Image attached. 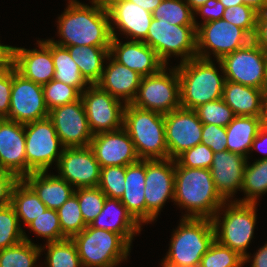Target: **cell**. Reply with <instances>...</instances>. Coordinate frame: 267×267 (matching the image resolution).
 Returning a JSON list of instances; mask_svg holds the SVG:
<instances>
[{
	"mask_svg": "<svg viewBox=\"0 0 267 267\" xmlns=\"http://www.w3.org/2000/svg\"><path fill=\"white\" fill-rule=\"evenodd\" d=\"M48 267H82L76 244L72 239L50 242L45 245Z\"/></svg>",
	"mask_w": 267,
	"mask_h": 267,
	"instance_id": "8d00e7d4",
	"label": "cell"
},
{
	"mask_svg": "<svg viewBox=\"0 0 267 267\" xmlns=\"http://www.w3.org/2000/svg\"><path fill=\"white\" fill-rule=\"evenodd\" d=\"M222 99L236 116H263L265 99L262 89L225 80Z\"/></svg>",
	"mask_w": 267,
	"mask_h": 267,
	"instance_id": "83f0119b",
	"label": "cell"
},
{
	"mask_svg": "<svg viewBox=\"0 0 267 267\" xmlns=\"http://www.w3.org/2000/svg\"><path fill=\"white\" fill-rule=\"evenodd\" d=\"M48 171L32 172L22 180L36 193L47 209H59L74 193L75 189L58 175Z\"/></svg>",
	"mask_w": 267,
	"mask_h": 267,
	"instance_id": "4316f807",
	"label": "cell"
},
{
	"mask_svg": "<svg viewBox=\"0 0 267 267\" xmlns=\"http://www.w3.org/2000/svg\"><path fill=\"white\" fill-rule=\"evenodd\" d=\"M241 190L246 198L239 202L257 204L258 197L267 192V159L256 160L251 166L246 164Z\"/></svg>",
	"mask_w": 267,
	"mask_h": 267,
	"instance_id": "836d02e7",
	"label": "cell"
},
{
	"mask_svg": "<svg viewBox=\"0 0 267 267\" xmlns=\"http://www.w3.org/2000/svg\"><path fill=\"white\" fill-rule=\"evenodd\" d=\"M196 36L195 25H173L153 18L143 42L167 65L171 55L182 57L181 62L197 57Z\"/></svg>",
	"mask_w": 267,
	"mask_h": 267,
	"instance_id": "ba28073f",
	"label": "cell"
},
{
	"mask_svg": "<svg viewBox=\"0 0 267 267\" xmlns=\"http://www.w3.org/2000/svg\"><path fill=\"white\" fill-rule=\"evenodd\" d=\"M224 210L222 222L219 210L213 216L212 222L215 231V240L244 258V263L249 262V254L246 249L253 238L256 224V205L254 203H242L238 200L230 204Z\"/></svg>",
	"mask_w": 267,
	"mask_h": 267,
	"instance_id": "8992f818",
	"label": "cell"
},
{
	"mask_svg": "<svg viewBox=\"0 0 267 267\" xmlns=\"http://www.w3.org/2000/svg\"><path fill=\"white\" fill-rule=\"evenodd\" d=\"M187 209L183 218L212 219L227 202L216 190L210 169L175 167L174 200Z\"/></svg>",
	"mask_w": 267,
	"mask_h": 267,
	"instance_id": "7a4b0ae2",
	"label": "cell"
},
{
	"mask_svg": "<svg viewBox=\"0 0 267 267\" xmlns=\"http://www.w3.org/2000/svg\"><path fill=\"white\" fill-rule=\"evenodd\" d=\"M162 267H179L174 262L168 260L166 257L163 262H161ZM192 267H199V266H192Z\"/></svg>",
	"mask_w": 267,
	"mask_h": 267,
	"instance_id": "be15d7a7",
	"label": "cell"
},
{
	"mask_svg": "<svg viewBox=\"0 0 267 267\" xmlns=\"http://www.w3.org/2000/svg\"><path fill=\"white\" fill-rule=\"evenodd\" d=\"M244 258L216 240L203 255L199 267H242Z\"/></svg>",
	"mask_w": 267,
	"mask_h": 267,
	"instance_id": "b9f144b4",
	"label": "cell"
},
{
	"mask_svg": "<svg viewBox=\"0 0 267 267\" xmlns=\"http://www.w3.org/2000/svg\"><path fill=\"white\" fill-rule=\"evenodd\" d=\"M90 147L101 168L107 166L126 167L140 160L133 141L123 127L115 131L94 135Z\"/></svg>",
	"mask_w": 267,
	"mask_h": 267,
	"instance_id": "d6986e66",
	"label": "cell"
},
{
	"mask_svg": "<svg viewBox=\"0 0 267 267\" xmlns=\"http://www.w3.org/2000/svg\"><path fill=\"white\" fill-rule=\"evenodd\" d=\"M38 236L47 238V243L61 241L62 235L59 216L54 209H46L27 226Z\"/></svg>",
	"mask_w": 267,
	"mask_h": 267,
	"instance_id": "ee69618b",
	"label": "cell"
},
{
	"mask_svg": "<svg viewBox=\"0 0 267 267\" xmlns=\"http://www.w3.org/2000/svg\"><path fill=\"white\" fill-rule=\"evenodd\" d=\"M203 124L226 127L236 115L223 99L207 102L195 109Z\"/></svg>",
	"mask_w": 267,
	"mask_h": 267,
	"instance_id": "7bdbcfd3",
	"label": "cell"
},
{
	"mask_svg": "<svg viewBox=\"0 0 267 267\" xmlns=\"http://www.w3.org/2000/svg\"><path fill=\"white\" fill-rule=\"evenodd\" d=\"M132 3L137 4L146 11L153 12L163 0H129Z\"/></svg>",
	"mask_w": 267,
	"mask_h": 267,
	"instance_id": "680465c9",
	"label": "cell"
},
{
	"mask_svg": "<svg viewBox=\"0 0 267 267\" xmlns=\"http://www.w3.org/2000/svg\"><path fill=\"white\" fill-rule=\"evenodd\" d=\"M12 88V64L0 73V118H6L10 110Z\"/></svg>",
	"mask_w": 267,
	"mask_h": 267,
	"instance_id": "681fc988",
	"label": "cell"
},
{
	"mask_svg": "<svg viewBox=\"0 0 267 267\" xmlns=\"http://www.w3.org/2000/svg\"><path fill=\"white\" fill-rule=\"evenodd\" d=\"M175 160L145 159L146 222L154 221L167 199L174 200Z\"/></svg>",
	"mask_w": 267,
	"mask_h": 267,
	"instance_id": "5bb4252c",
	"label": "cell"
},
{
	"mask_svg": "<svg viewBox=\"0 0 267 267\" xmlns=\"http://www.w3.org/2000/svg\"><path fill=\"white\" fill-rule=\"evenodd\" d=\"M194 12L185 0H163L152 12L154 19L169 22L173 25H195L197 24Z\"/></svg>",
	"mask_w": 267,
	"mask_h": 267,
	"instance_id": "d590c367",
	"label": "cell"
},
{
	"mask_svg": "<svg viewBox=\"0 0 267 267\" xmlns=\"http://www.w3.org/2000/svg\"><path fill=\"white\" fill-rule=\"evenodd\" d=\"M224 11L225 7L220 0H208L203 6L196 9L194 13H199L204 19L203 23H206L222 19Z\"/></svg>",
	"mask_w": 267,
	"mask_h": 267,
	"instance_id": "816d5d0a",
	"label": "cell"
},
{
	"mask_svg": "<svg viewBox=\"0 0 267 267\" xmlns=\"http://www.w3.org/2000/svg\"><path fill=\"white\" fill-rule=\"evenodd\" d=\"M181 107L195 110L222 98L225 76L219 75L211 59L194 57L177 66Z\"/></svg>",
	"mask_w": 267,
	"mask_h": 267,
	"instance_id": "3957f363",
	"label": "cell"
},
{
	"mask_svg": "<svg viewBox=\"0 0 267 267\" xmlns=\"http://www.w3.org/2000/svg\"><path fill=\"white\" fill-rule=\"evenodd\" d=\"M43 248L31 242L24 232L19 244L0 250V267H34Z\"/></svg>",
	"mask_w": 267,
	"mask_h": 267,
	"instance_id": "e575fe53",
	"label": "cell"
},
{
	"mask_svg": "<svg viewBox=\"0 0 267 267\" xmlns=\"http://www.w3.org/2000/svg\"><path fill=\"white\" fill-rule=\"evenodd\" d=\"M201 143L214 153L227 150V133L225 127L215 124H203Z\"/></svg>",
	"mask_w": 267,
	"mask_h": 267,
	"instance_id": "c3c4849f",
	"label": "cell"
},
{
	"mask_svg": "<svg viewBox=\"0 0 267 267\" xmlns=\"http://www.w3.org/2000/svg\"><path fill=\"white\" fill-rule=\"evenodd\" d=\"M214 152L200 143L184 151L175 160V167L210 169Z\"/></svg>",
	"mask_w": 267,
	"mask_h": 267,
	"instance_id": "7dc6e473",
	"label": "cell"
},
{
	"mask_svg": "<svg viewBox=\"0 0 267 267\" xmlns=\"http://www.w3.org/2000/svg\"><path fill=\"white\" fill-rule=\"evenodd\" d=\"M226 81L264 89L267 75V53L253 40L217 60Z\"/></svg>",
	"mask_w": 267,
	"mask_h": 267,
	"instance_id": "30bf717a",
	"label": "cell"
},
{
	"mask_svg": "<svg viewBox=\"0 0 267 267\" xmlns=\"http://www.w3.org/2000/svg\"><path fill=\"white\" fill-rule=\"evenodd\" d=\"M109 54L142 77L155 74L165 66L156 52L143 41L122 43L117 37H112Z\"/></svg>",
	"mask_w": 267,
	"mask_h": 267,
	"instance_id": "603a6c76",
	"label": "cell"
},
{
	"mask_svg": "<svg viewBox=\"0 0 267 267\" xmlns=\"http://www.w3.org/2000/svg\"><path fill=\"white\" fill-rule=\"evenodd\" d=\"M72 240L76 244L82 267H115L127 259L131 250L130 244L120 234L90 225Z\"/></svg>",
	"mask_w": 267,
	"mask_h": 267,
	"instance_id": "52a82bcc",
	"label": "cell"
},
{
	"mask_svg": "<svg viewBox=\"0 0 267 267\" xmlns=\"http://www.w3.org/2000/svg\"><path fill=\"white\" fill-rule=\"evenodd\" d=\"M0 168L19 180L26 177L24 124L6 118L0 119Z\"/></svg>",
	"mask_w": 267,
	"mask_h": 267,
	"instance_id": "7402d4cb",
	"label": "cell"
},
{
	"mask_svg": "<svg viewBox=\"0 0 267 267\" xmlns=\"http://www.w3.org/2000/svg\"><path fill=\"white\" fill-rule=\"evenodd\" d=\"M43 96L48 110H51L79 100L81 92L76 87L53 79L43 85Z\"/></svg>",
	"mask_w": 267,
	"mask_h": 267,
	"instance_id": "60d3db41",
	"label": "cell"
},
{
	"mask_svg": "<svg viewBox=\"0 0 267 267\" xmlns=\"http://www.w3.org/2000/svg\"><path fill=\"white\" fill-rule=\"evenodd\" d=\"M106 59L110 63L103 68L101 79L96 85L116 99L123 98L124 105L131 104L138 93L142 76L117 62L110 54Z\"/></svg>",
	"mask_w": 267,
	"mask_h": 267,
	"instance_id": "d4e9b609",
	"label": "cell"
},
{
	"mask_svg": "<svg viewBox=\"0 0 267 267\" xmlns=\"http://www.w3.org/2000/svg\"><path fill=\"white\" fill-rule=\"evenodd\" d=\"M145 159L126 166L125 189L119 199L141 224L146 223Z\"/></svg>",
	"mask_w": 267,
	"mask_h": 267,
	"instance_id": "f1b7e54d",
	"label": "cell"
},
{
	"mask_svg": "<svg viewBox=\"0 0 267 267\" xmlns=\"http://www.w3.org/2000/svg\"><path fill=\"white\" fill-rule=\"evenodd\" d=\"M123 128L134 143L140 159H167L164 114L125 104Z\"/></svg>",
	"mask_w": 267,
	"mask_h": 267,
	"instance_id": "277c9868",
	"label": "cell"
},
{
	"mask_svg": "<svg viewBox=\"0 0 267 267\" xmlns=\"http://www.w3.org/2000/svg\"><path fill=\"white\" fill-rule=\"evenodd\" d=\"M74 194L78 197L80 210L85 224L90 225L102 211L107 196L98 186L78 188L77 190L75 188Z\"/></svg>",
	"mask_w": 267,
	"mask_h": 267,
	"instance_id": "ab89813d",
	"label": "cell"
},
{
	"mask_svg": "<svg viewBox=\"0 0 267 267\" xmlns=\"http://www.w3.org/2000/svg\"><path fill=\"white\" fill-rule=\"evenodd\" d=\"M56 211L59 216L62 235L65 239H72L87 227L83 220L78 197L75 194Z\"/></svg>",
	"mask_w": 267,
	"mask_h": 267,
	"instance_id": "74e56055",
	"label": "cell"
},
{
	"mask_svg": "<svg viewBox=\"0 0 267 267\" xmlns=\"http://www.w3.org/2000/svg\"><path fill=\"white\" fill-rule=\"evenodd\" d=\"M258 12L247 5L226 8L222 19L242 28L252 39L256 32Z\"/></svg>",
	"mask_w": 267,
	"mask_h": 267,
	"instance_id": "bcb514c9",
	"label": "cell"
},
{
	"mask_svg": "<svg viewBox=\"0 0 267 267\" xmlns=\"http://www.w3.org/2000/svg\"><path fill=\"white\" fill-rule=\"evenodd\" d=\"M253 41L267 53V8L257 15V26Z\"/></svg>",
	"mask_w": 267,
	"mask_h": 267,
	"instance_id": "f5cc1de1",
	"label": "cell"
},
{
	"mask_svg": "<svg viewBox=\"0 0 267 267\" xmlns=\"http://www.w3.org/2000/svg\"><path fill=\"white\" fill-rule=\"evenodd\" d=\"M194 12L199 7L203 6L208 0H185Z\"/></svg>",
	"mask_w": 267,
	"mask_h": 267,
	"instance_id": "91938a15",
	"label": "cell"
},
{
	"mask_svg": "<svg viewBox=\"0 0 267 267\" xmlns=\"http://www.w3.org/2000/svg\"><path fill=\"white\" fill-rule=\"evenodd\" d=\"M24 131L26 176L32 172L47 171L54 161L58 164L64 148L49 118L24 124Z\"/></svg>",
	"mask_w": 267,
	"mask_h": 267,
	"instance_id": "8fae6325",
	"label": "cell"
},
{
	"mask_svg": "<svg viewBox=\"0 0 267 267\" xmlns=\"http://www.w3.org/2000/svg\"><path fill=\"white\" fill-rule=\"evenodd\" d=\"M125 176L124 166L102 167L98 187L108 198L120 199L125 189Z\"/></svg>",
	"mask_w": 267,
	"mask_h": 267,
	"instance_id": "f6af8a7d",
	"label": "cell"
},
{
	"mask_svg": "<svg viewBox=\"0 0 267 267\" xmlns=\"http://www.w3.org/2000/svg\"><path fill=\"white\" fill-rule=\"evenodd\" d=\"M19 179L11 172L0 169V207L11 204V194Z\"/></svg>",
	"mask_w": 267,
	"mask_h": 267,
	"instance_id": "f907efd6",
	"label": "cell"
},
{
	"mask_svg": "<svg viewBox=\"0 0 267 267\" xmlns=\"http://www.w3.org/2000/svg\"><path fill=\"white\" fill-rule=\"evenodd\" d=\"M251 267H267V243L253 257Z\"/></svg>",
	"mask_w": 267,
	"mask_h": 267,
	"instance_id": "11a10c76",
	"label": "cell"
},
{
	"mask_svg": "<svg viewBox=\"0 0 267 267\" xmlns=\"http://www.w3.org/2000/svg\"><path fill=\"white\" fill-rule=\"evenodd\" d=\"M56 165L58 176L77 189L99 185L101 167L90 146L64 148Z\"/></svg>",
	"mask_w": 267,
	"mask_h": 267,
	"instance_id": "ac0fdd59",
	"label": "cell"
},
{
	"mask_svg": "<svg viewBox=\"0 0 267 267\" xmlns=\"http://www.w3.org/2000/svg\"><path fill=\"white\" fill-rule=\"evenodd\" d=\"M10 64V46L0 44V73Z\"/></svg>",
	"mask_w": 267,
	"mask_h": 267,
	"instance_id": "6f0895ef",
	"label": "cell"
},
{
	"mask_svg": "<svg viewBox=\"0 0 267 267\" xmlns=\"http://www.w3.org/2000/svg\"><path fill=\"white\" fill-rule=\"evenodd\" d=\"M51 56L55 67L54 79L76 87L82 93L88 83L81 76L80 69L67 48L57 45L51 39Z\"/></svg>",
	"mask_w": 267,
	"mask_h": 267,
	"instance_id": "d6a6232c",
	"label": "cell"
},
{
	"mask_svg": "<svg viewBox=\"0 0 267 267\" xmlns=\"http://www.w3.org/2000/svg\"><path fill=\"white\" fill-rule=\"evenodd\" d=\"M174 231L166 258L179 267L199 266L215 240L212 219L182 218Z\"/></svg>",
	"mask_w": 267,
	"mask_h": 267,
	"instance_id": "5b68a950",
	"label": "cell"
},
{
	"mask_svg": "<svg viewBox=\"0 0 267 267\" xmlns=\"http://www.w3.org/2000/svg\"><path fill=\"white\" fill-rule=\"evenodd\" d=\"M246 164L247 158L228 150L214 153L210 171L216 190L226 201L241 189Z\"/></svg>",
	"mask_w": 267,
	"mask_h": 267,
	"instance_id": "cb8c5ba5",
	"label": "cell"
},
{
	"mask_svg": "<svg viewBox=\"0 0 267 267\" xmlns=\"http://www.w3.org/2000/svg\"><path fill=\"white\" fill-rule=\"evenodd\" d=\"M263 145H267V129L262 125L252 143L251 149H257L267 154V152H265L267 150L262 149ZM263 159H267V155H265Z\"/></svg>",
	"mask_w": 267,
	"mask_h": 267,
	"instance_id": "db71d44e",
	"label": "cell"
},
{
	"mask_svg": "<svg viewBox=\"0 0 267 267\" xmlns=\"http://www.w3.org/2000/svg\"><path fill=\"white\" fill-rule=\"evenodd\" d=\"M81 100L93 135L115 131L123 127L125 106L98 85H89L82 93Z\"/></svg>",
	"mask_w": 267,
	"mask_h": 267,
	"instance_id": "9a60e30c",
	"label": "cell"
},
{
	"mask_svg": "<svg viewBox=\"0 0 267 267\" xmlns=\"http://www.w3.org/2000/svg\"><path fill=\"white\" fill-rule=\"evenodd\" d=\"M24 240V232L11 204L0 207V250Z\"/></svg>",
	"mask_w": 267,
	"mask_h": 267,
	"instance_id": "f35d334b",
	"label": "cell"
},
{
	"mask_svg": "<svg viewBox=\"0 0 267 267\" xmlns=\"http://www.w3.org/2000/svg\"><path fill=\"white\" fill-rule=\"evenodd\" d=\"M11 205L19 223L22 219L27 226L47 209L36 193L22 179L12 189Z\"/></svg>",
	"mask_w": 267,
	"mask_h": 267,
	"instance_id": "1f68e13d",
	"label": "cell"
},
{
	"mask_svg": "<svg viewBox=\"0 0 267 267\" xmlns=\"http://www.w3.org/2000/svg\"><path fill=\"white\" fill-rule=\"evenodd\" d=\"M237 5H247L258 13L267 8V0H236Z\"/></svg>",
	"mask_w": 267,
	"mask_h": 267,
	"instance_id": "9f6ffc18",
	"label": "cell"
},
{
	"mask_svg": "<svg viewBox=\"0 0 267 267\" xmlns=\"http://www.w3.org/2000/svg\"><path fill=\"white\" fill-rule=\"evenodd\" d=\"M43 86L24 78L12 65L10 110L6 119L27 124L48 118Z\"/></svg>",
	"mask_w": 267,
	"mask_h": 267,
	"instance_id": "4fadbf2b",
	"label": "cell"
},
{
	"mask_svg": "<svg viewBox=\"0 0 267 267\" xmlns=\"http://www.w3.org/2000/svg\"><path fill=\"white\" fill-rule=\"evenodd\" d=\"M37 42L40 50L10 46V63L24 78L43 86L54 79L55 67L51 39Z\"/></svg>",
	"mask_w": 267,
	"mask_h": 267,
	"instance_id": "ffe728a7",
	"label": "cell"
},
{
	"mask_svg": "<svg viewBox=\"0 0 267 267\" xmlns=\"http://www.w3.org/2000/svg\"><path fill=\"white\" fill-rule=\"evenodd\" d=\"M262 126V117L236 116L225 128L227 150L248 159L252 143Z\"/></svg>",
	"mask_w": 267,
	"mask_h": 267,
	"instance_id": "f546056e",
	"label": "cell"
},
{
	"mask_svg": "<svg viewBox=\"0 0 267 267\" xmlns=\"http://www.w3.org/2000/svg\"><path fill=\"white\" fill-rule=\"evenodd\" d=\"M48 118L53 122L63 148L90 146L94 135L81 98L49 110Z\"/></svg>",
	"mask_w": 267,
	"mask_h": 267,
	"instance_id": "e0dca14e",
	"label": "cell"
},
{
	"mask_svg": "<svg viewBox=\"0 0 267 267\" xmlns=\"http://www.w3.org/2000/svg\"><path fill=\"white\" fill-rule=\"evenodd\" d=\"M140 224L119 199L106 197L102 211L90 223L93 228L105 229L120 234L130 245L135 233H140Z\"/></svg>",
	"mask_w": 267,
	"mask_h": 267,
	"instance_id": "484cf974",
	"label": "cell"
},
{
	"mask_svg": "<svg viewBox=\"0 0 267 267\" xmlns=\"http://www.w3.org/2000/svg\"><path fill=\"white\" fill-rule=\"evenodd\" d=\"M262 125L267 129V101L264 103Z\"/></svg>",
	"mask_w": 267,
	"mask_h": 267,
	"instance_id": "94428289",
	"label": "cell"
},
{
	"mask_svg": "<svg viewBox=\"0 0 267 267\" xmlns=\"http://www.w3.org/2000/svg\"><path fill=\"white\" fill-rule=\"evenodd\" d=\"M196 35L197 57L203 59H210L208 49L221 60L253 40L242 28L224 19L198 25Z\"/></svg>",
	"mask_w": 267,
	"mask_h": 267,
	"instance_id": "7c38bea8",
	"label": "cell"
},
{
	"mask_svg": "<svg viewBox=\"0 0 267 267\" xmlns=\"http://www.w3.org/2000/svg\"><path fill=\"white\" fill-rule=\"evenodd\" d=\"M165 141L170 159L201 143L203 123L195 110L178 108L164 114Z\"/></svg>",
	"mask_w": 267,
	"mask_h": 267,
	"instance_id": "2e32d148",
	"label": "cell"
},
{
	"mask_svg": "<svg viewBox=\"0 0 267 267\" xmlns=\"http://www.w3.org/2000/svg\"><path fill=\"white\" fill-rule=\"evenodd\" d=\"M92 6L69 0L68 7L58 18L60 46L110 47L112 35L110 18L104 0H91Z\"/></svg>",
	"mask_w": 267,
	"mask_h": 267,
	"instance_id": "6da1fadb",
	"label": "cell"
},
{
	"mask_svg": "<svg viewBox=\"0 0 267 267\" xmlns=\"http://www.w3.org/2000/svg\"><path fill=\"white\" fill-rule=\"evenodd\" d=\"M110 18L112 37H117L114 23L123 34L133 41H144L151 25L152 13L129 0H104Z\"/></svg>",
	"mask_w": 267,
	"mask_h": 267,
	"instance_id": "44dd1931",
	"label": "cell"
},
{
	"mask_svg": "<svg viewBox=\"0 0 267 267\" xmlns=\"http://www.w3.org/2000/svg\"><path fill=\"white\" fill-rule=\"evenodd\" d=\"M166 65L157 73L143 76L136 98L137 108L167 114L181 107L180 83L176 67L166 72Z\"/></svg>",
	"mask_w": 267,
	"mask_h": 267,
	"instance_id": "9c48e42d",
	"label": "cell"
},
{
	"mask_svg": "<svg viewBox=\"0 0 267 267\" xmlns=\"http://www.w3.org/2000/svg\"><path fill=\"white\" fill-rule=\"evenodd\" d=\"M220 2L224 5L225 9L231 6H237L236 0H220Z\"/></svg>",
	"mask_w": 267,
	"mask_h": 267,
	"instance_id": "6125c7cd",
	"label": "cell"
},
{
	"mask_svg": "<svg viewBox=\"0 0 267 267\" xmlns=\"http://www.w3.org/2000/svg\"><path fill=\"white\" fill-rule=\"evenodd\" d=\"M263 93H264V99L265 101H267V75H266V83L263 89Z\"/></svg>",
	"mask_w": 267,
	"mask_h": 267,
	"instance_id": "e7e4bbea",
	"label": "cell"
},
{
	"mask_svg": "<svg viewBox=\"0 0 267 267\" xmlns=\"http://www.w3.org/2000/svg\"><path fill=\"white\" fill-rule=\"evenodd\" d=\"M71 58L80 69L81 76L89 85L99 82L103 73V63L108 57L110 47L68 46Z\"/></svg>",
	"mask_w": 267,
	"mask_h": 267,
	"instance_id": "4dcf8cb0",
	"label": "cell"
}]
</instances>
